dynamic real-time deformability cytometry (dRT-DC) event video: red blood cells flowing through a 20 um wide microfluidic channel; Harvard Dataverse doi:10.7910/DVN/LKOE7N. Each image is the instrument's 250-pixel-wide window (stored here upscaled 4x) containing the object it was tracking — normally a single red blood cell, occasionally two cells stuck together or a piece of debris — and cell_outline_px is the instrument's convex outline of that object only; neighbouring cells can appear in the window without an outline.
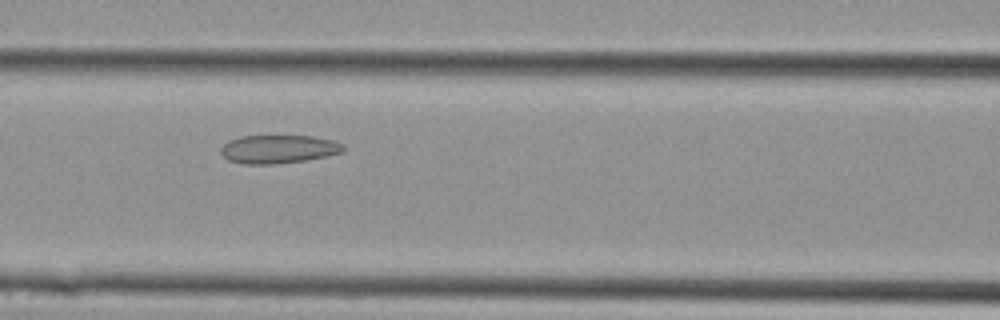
{"species": "Egyptian fruit bat (a non-hibernating species)", "species_latin": "Rousettus aegyptiacus", "temperature_condition": "cold", "stored_images_in_passage": 13, "camera_frame_rate_fps": 3000, "um_per_image_px": 0.085, "animal": {"sex": "female"}, "frame": {"image": 1, "passage_image": 6, "time_ms": 1.667, "image_size_px": [1000, 320], "cell_outline_px": [[344, 152], [328, 156], [304, 160], [272, 164], [240, 164], [228, 160], [220, 152], [220, 148], [228, 140], [240, 136], [312, 136], [336, 140], [344, 148]], "centroid_in_image_um": [23.65, 12.67], "position_along_channel_um": 142.9, "area_um2": 20.35}}
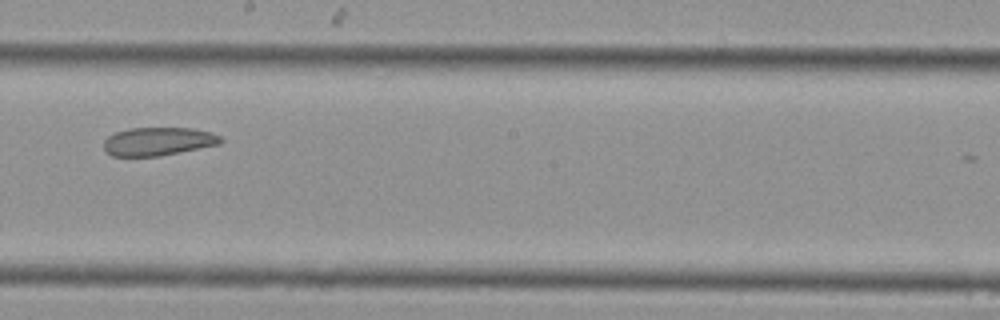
{"frame": {"image": 2, "passage_image": 10, "time_ms": 3.0, "image_size_px": [1000, 320], "cell_outline_px": [[224, 140], [220, 144], [160, 156], [112, 156], [104, 152], [104, 140], [108, 136], [116, 132], [128, 128], [192, 128], [212, 132], [220, 136]], "centroid_in_image_um": [13.44, 12.02], "position_along_channel_um": 234.8, "area_um2": 19.42}}
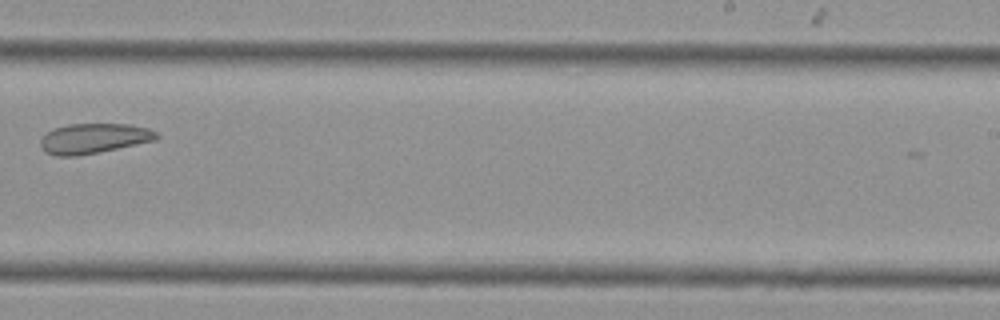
{"frame": {"image": 3, "passage_image": 12, "time_ms": 3.667, "image_size_px": [1000, 320], "cell_outline_px": [[160, 136], [156, 140], [100, 152], [76, 156], [56, 156], [44, 152], [40, 144], [40, 140], [48, 132], [56, 128], [68, 124], [128, 124], [148, 128], [156, 132]], "centroid_in_image_um": [7.98, 11.77], "position_along_channel_um": 281.0, "area_um2": 20.29}}